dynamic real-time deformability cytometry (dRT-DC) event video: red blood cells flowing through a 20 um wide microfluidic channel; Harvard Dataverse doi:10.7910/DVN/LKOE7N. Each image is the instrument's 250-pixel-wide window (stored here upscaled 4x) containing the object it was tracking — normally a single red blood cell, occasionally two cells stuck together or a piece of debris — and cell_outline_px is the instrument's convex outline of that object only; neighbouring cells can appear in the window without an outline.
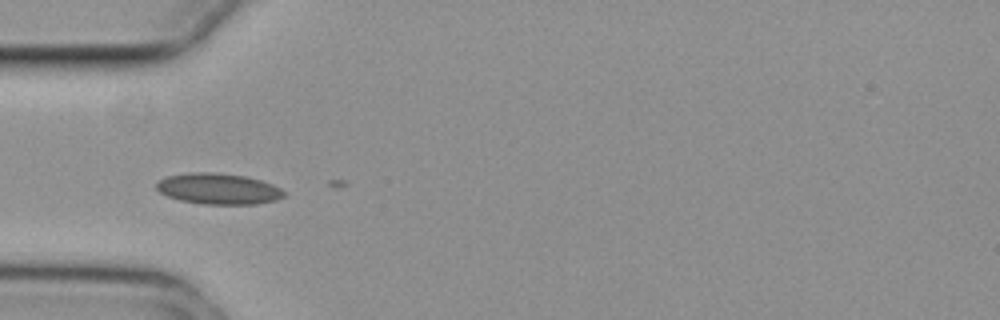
{"species": "common noctule bat (a hibernating species)", "species_latin": "Nyctalus noctula", "temperature_condition": "cold", "stored_images_in_passage": 5, "camera_frame_rate_fps": 3000, "um_per_image_px": 0.085, "animal": {"sex": "female", "body_mass_g": 29.2, "forearm_length_mm": 56.3}, "frame": {"image": 1, "passage_image": 2, "time_ms": 0.333, "image_size_px": [1000, 320], "cell_outline_px": [[284, 196], [276, 200], [256, 204], [204, 204], [180, 200], [168, 196], [160, 192], [156, 188], [156, 184], [160, 180], [168, 176], [188, 172], [216, 172], [244, 176], [260, 180], [272, 184], [280, 188], [284, 192]], "centroid_in_image_um": [18.56, 16.04], "position_along_channel_um": 66.4, "area_um2": 22.89}}